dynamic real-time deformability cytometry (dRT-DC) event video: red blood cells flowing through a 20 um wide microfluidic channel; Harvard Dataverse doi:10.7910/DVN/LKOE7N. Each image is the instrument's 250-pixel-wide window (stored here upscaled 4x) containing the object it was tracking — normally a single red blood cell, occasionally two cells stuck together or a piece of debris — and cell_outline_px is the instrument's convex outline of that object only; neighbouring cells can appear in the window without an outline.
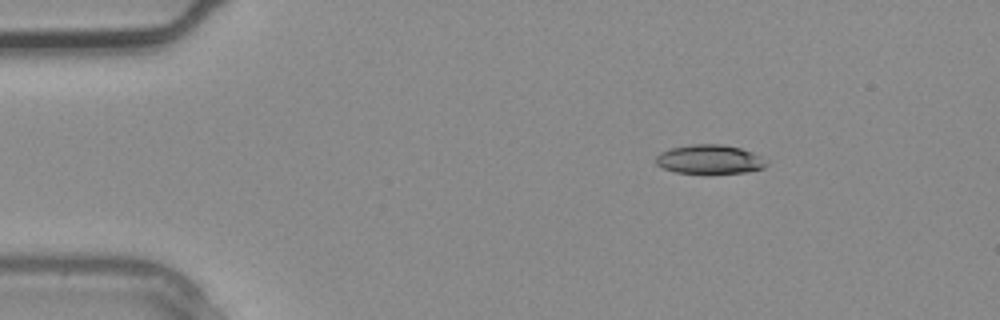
{"species": "common noctule bat (a hibernating species)", "species_latin": "Nyctalus noctula", "temperature_condition": "warm", "stored_images_in_passage": 3, "segment_of_instrument_passage": [1, 2], "camera_frame_rate_fps": 3000, "um_per_image_px": 0.085, "animal": {"sex": "male", "body_mass_g": 20.4}, "frame": {"image": 1, "passage_image": 1, "time_ms": 0.0, "image_size_px": [1000, 320], "cell_outline_px": [[768, 164], [764, 168], [748, 172], [704, 176], [676, 172], [664, 168], [656, 164], [656, 156], [660, 152], [672, 148], [692, 144], [720, 144], [740, 148], [752, 152], [768, 160]], "centroid_in_image_um": [60.35, 13.59], "position_along_channel_um": 24.7, "area_um2": 19.48}}